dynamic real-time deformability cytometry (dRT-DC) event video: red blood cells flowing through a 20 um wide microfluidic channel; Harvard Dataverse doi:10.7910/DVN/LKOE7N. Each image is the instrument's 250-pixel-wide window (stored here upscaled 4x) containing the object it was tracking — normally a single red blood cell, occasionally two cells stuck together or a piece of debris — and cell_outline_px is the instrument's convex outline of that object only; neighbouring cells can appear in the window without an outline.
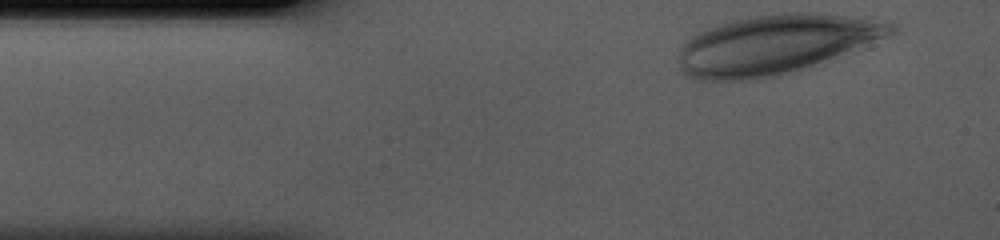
{"species": "human", "species_latin": "Homo sapiens", "temperature_condition": "cold", "stored_images_in_passage": 33, "camera_frame_rate_fps": 3000, "um_per_image_px": 0.085, "donor": {"sex": "male"}, "frame": {"image": 1, "passage_image": 1, "time_ms": 0.0, "image_size_px": [1000, 240], "cell_outline_px": [[896, 32], [812, 64], [800, 68], [772, 76], [748, 80], [692, 80], [684, 76], [680, 68], [680, 48], [696, 32], [716, 24], [748, 16], [788, 12], [812, 12], [844, 16], [892, 24], [896, 28]], "centroid_in_image_um": [65.73, 3.77], "position_along_channel_um": 19.3, "area_um2": 71.56}}
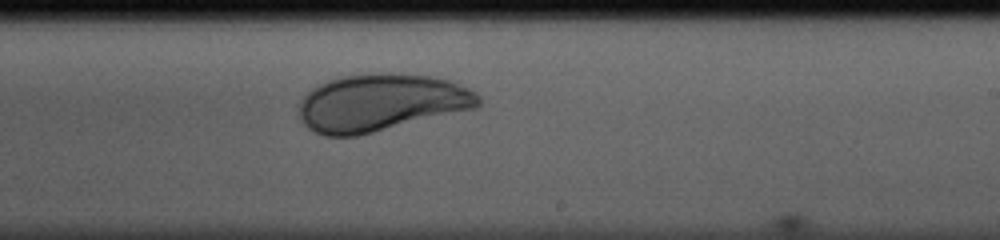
{"frame": {"image": 2, "passage_image": 22, "time_ms": 7.0, "image_size_px": [1000, 240], "cell_outline_px": [[480, 104], [476, 108], [356, 136], [324, 136], [308, 128], [300, 120], [300, 104], [304, 96], [312, 88], [328, 80], [344, 76], [432, 76], [452, 80], [476, 92], [480, 96]], "centroid_in_image_um": [32.4, 8.77], "position_along_channel_um": 256.6, "area_um2": 58.55}}
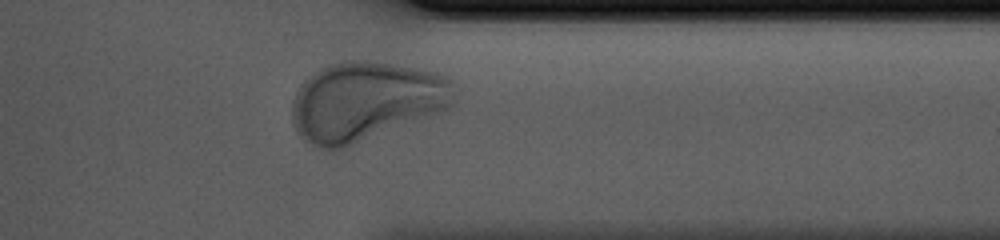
{"frame": {"image": 3, "passage_image": 31, "time_ms": 10.0, "image_size_px": [1000, 240], "cell_outline_px": [[456, 104], [448, 112], [336, 152], [332, 152], [300, 140], [292, 124], [292, 100], [300, 84], [312, 72], [328, 64], [344, 60], [368, 60], [396, 64], [440, 72], [456, 80]], "centroid_in_image_um": [31.18, 8.65], "position_along_channel_um": 380.2, "area_um2": 78.38}}